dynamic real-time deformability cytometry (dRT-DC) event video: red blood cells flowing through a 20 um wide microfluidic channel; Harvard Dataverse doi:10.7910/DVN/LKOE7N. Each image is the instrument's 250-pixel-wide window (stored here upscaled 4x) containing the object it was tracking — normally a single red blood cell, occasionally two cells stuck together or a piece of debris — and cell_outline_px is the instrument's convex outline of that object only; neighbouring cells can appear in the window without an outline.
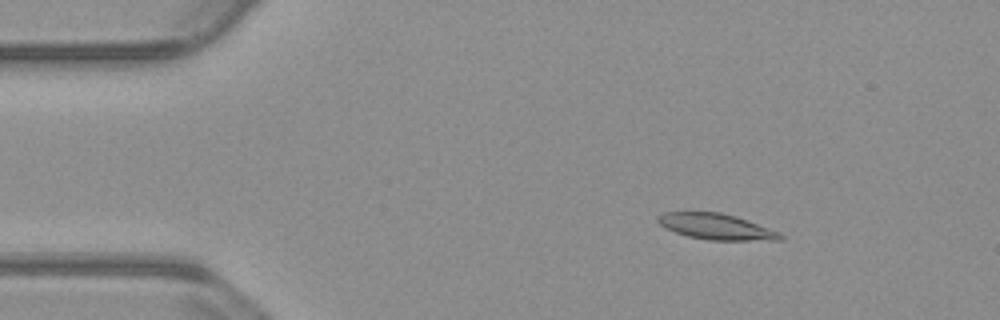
{"species": "common noctule bat (a hibernating species)", "species_latin": "Nyctalus noctula", "temperature_condition": "warm", "stored_images_in_passage": 54, "camera_frame_rate_fps": 3000, "um_per_image_px": 0.085, "animal": {"sex": "male", "body_mass_g": 23.1, "forearm_length_mm": 52.7}, "frame": {"image": 1, "passage_image": 8, "time_ms": 2.333, "image_size_px": [1000, 320], "cell_outline_px": [[784, 240], [708, 240], [688, 236], [676, 232], [660, 224], [656, 220], [656, 216], [664, 212], [720, 212], [736, 216], [780, 232], [784, 236]], "centroid_in_image_um": [60.9, 19.26], "position_along_channel_um": 24.1, "area_um2": 18.38}}
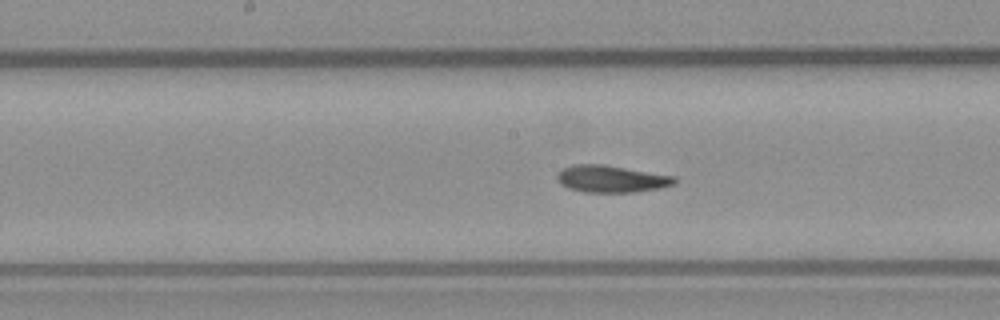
{"frame": {"image": 2, "passage_image": 27, "time_ms": 8.667, "image_size_px": [1000, 320], "cell_outline_px": [[676, 184], [660, 188], [636, 192], [584, 192], [568, 188], [560, 184], [556, 180], [556, 176], [564, 168], [572, 164], [604, 164], [676, 176]], "centroid_in_image_um": [51.97, 15.2], "position_along_channel_um": 196.2, "area_um2": 18.67}}
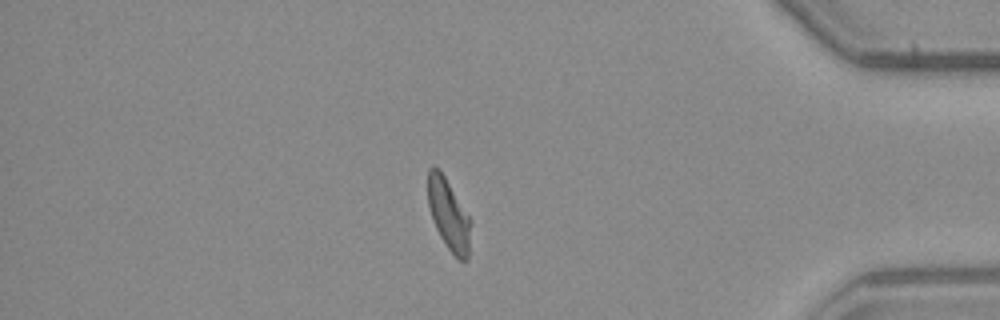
{"frame": {"image": 3, "passage_image": 46, "time_ms": 15.0, "image_size_px": [1000, 320], "cell_outline_px": [[472, 220], [468, 260], [460, 260], [448, 248], [440, 236], [432, 220], [428, 204], [428, 168], [432, 164], [440, 168]], "centroid_in_image_um": [38.14, 18.19], "position_along_channel_um": 397.1, "area_um2": 18.03}, "authors_computed_cell_mechanics": {"area_um2": 18.6694, "velocity_mm_per_s": 3.793, "shape_relaxation_time_tau1_ms": 5.649, "shape_relaxation_time_tau2_ms": 3.0285, "deformation_change_tau1": 0.1696, "deformation_change_tau2": 0.1045}}